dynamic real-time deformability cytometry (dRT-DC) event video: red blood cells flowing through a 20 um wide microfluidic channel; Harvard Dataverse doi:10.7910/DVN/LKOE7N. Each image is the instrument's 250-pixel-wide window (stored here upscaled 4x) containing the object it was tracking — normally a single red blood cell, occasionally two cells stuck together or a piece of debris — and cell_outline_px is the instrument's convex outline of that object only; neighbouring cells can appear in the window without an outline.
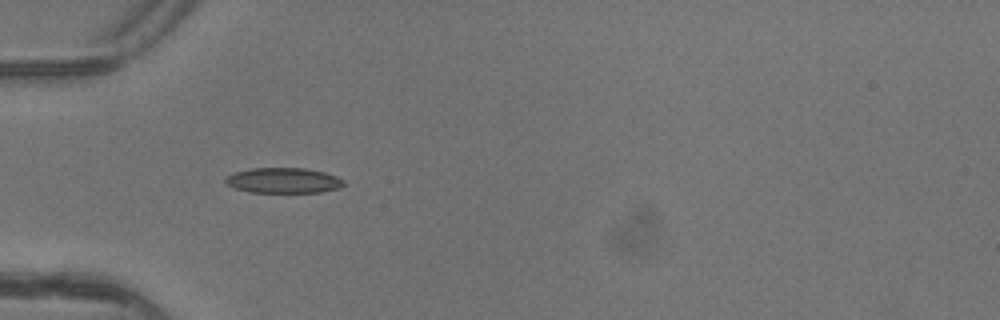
{"species": "common noctule bat (a hibernating species)", "species_latin": "Nyctalus noctula", "temperature_condition": "warm", "stored_images_in_passage": 4, "camera_frame_rate_fps": 3000, "um_per_image_px": 0.085, "animal": {"sex": "female"}, "frame": {"image": 1, "passage_image": 2, "time_ms": 0.333, "image_size_px": [1000, 320], "cell_outline_px": [[344, 184], [340, 188], [320, 192], [248, 192], [232, 188], [224, 180], [228, 176], [236, 172], [252, 168], [304, 168], [324, 172], [336, 176], [344, 180]], "centroid_in_image_um": [24.1, 15.34], "position_along_channel_um": 60.9, "area_um2": 17.4}}
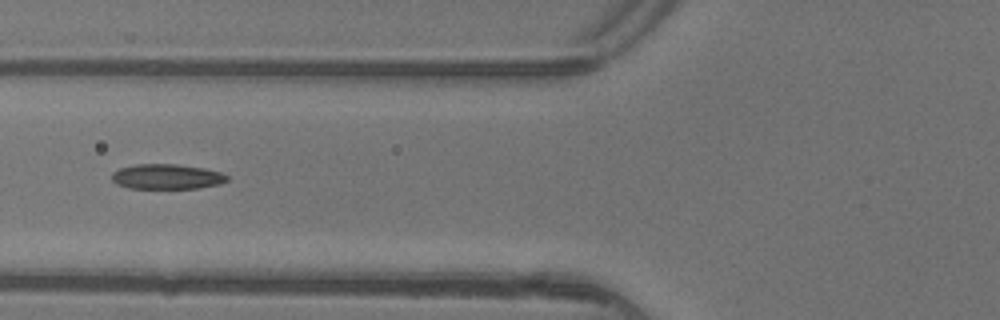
{"frame": {"image": 2, "passage_image": 3, "time_ms": 0.667, "image_size_px": [1000, 320], "cell_outline_px": [[228, 180], [220, 184], [200, 188], [128, 188], [116, 184], [112, 180], [112, 172], [120, 168], [136, 164], [176, 164], [204, 168], [220, 172], [228, 176]], "centroid_in_image_um": [14.17, 15.01], "position_along_channel_um": 111.6, "area_um2": 16.88}}
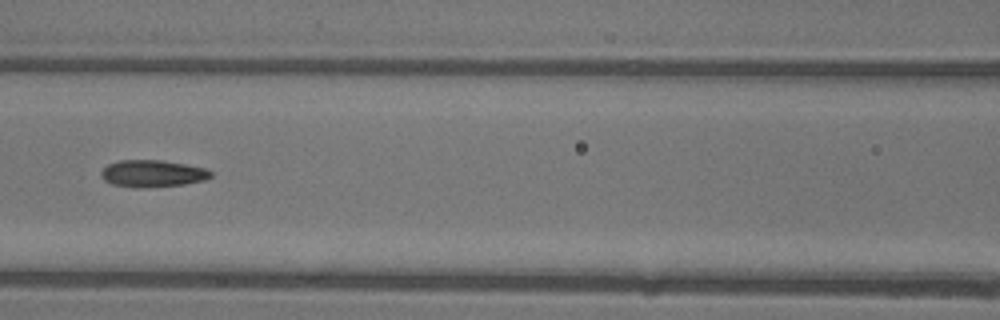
{"frame": {"image": 3, "passage_image": 4, "time_ms": 1.0, "image_size_px": [1000, 320], "cell_outline_px": [[212, 176], [204, 180], [184, 184], [140, 188], [112, 184], [104, 180], [100, 176], [100, 172], [108, 164], [120, 160], [160, 160], [184, 164], [204, 168], [212, 172]], "centroid_in_image_um": [12.94, 14.75], "position_along_channel_um": 153.7, "area_um2": 17.11}}